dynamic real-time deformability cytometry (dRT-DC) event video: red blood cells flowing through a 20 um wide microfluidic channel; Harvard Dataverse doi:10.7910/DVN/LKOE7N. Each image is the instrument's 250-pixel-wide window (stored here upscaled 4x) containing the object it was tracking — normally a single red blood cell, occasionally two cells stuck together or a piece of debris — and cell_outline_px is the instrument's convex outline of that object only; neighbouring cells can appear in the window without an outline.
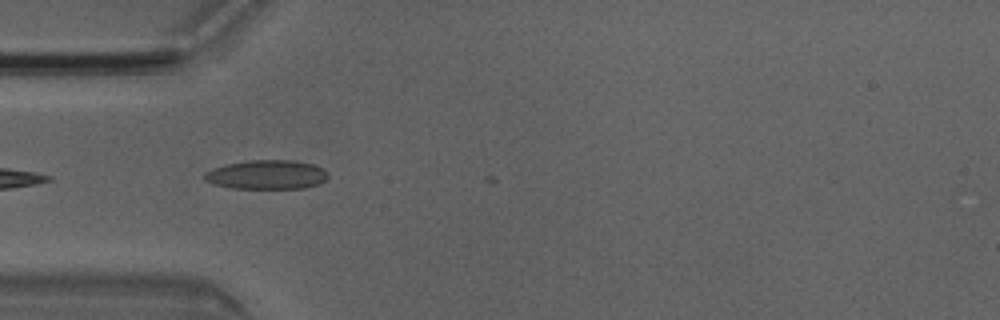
{"species": "Egyptian fruit bat (a non-hibernating species)", "species_latin": "Rousettus aegyptiacus", "temperature_condition": "room temperature", "stored_images_in_passage": 4, "camera_frame_rate_fps": 3000, "um_per_image_px": 0.085, "animal": {"sex": "male"}, "frame": {"image": 1, "passage_image": 1, "time_ms": 0.0, "image_size_px": [1000, 320], "cell_outline_px": [[328, 176], [320, 184], [304, 188], [232, 188], [212, 184], [204, 180], [204, 172], [212, 168], [224, 164], [248, 160], [292, 160], [312, 164], [324, 168]], "centroid_in_image_um": [22.64, 14.84], "position_along_channel_um": 62.4, "area_um2": 21.15}}